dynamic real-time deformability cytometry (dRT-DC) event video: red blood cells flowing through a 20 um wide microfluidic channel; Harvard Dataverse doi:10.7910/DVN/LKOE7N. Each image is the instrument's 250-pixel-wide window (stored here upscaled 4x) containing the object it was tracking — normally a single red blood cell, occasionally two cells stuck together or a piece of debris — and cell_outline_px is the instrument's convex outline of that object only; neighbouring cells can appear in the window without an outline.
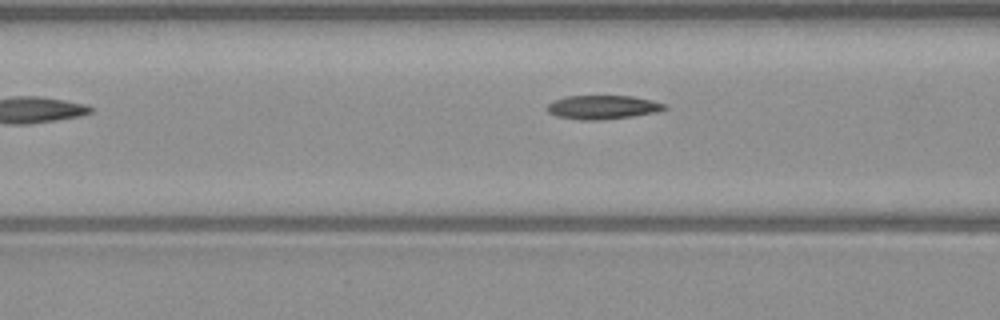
{"species": "common noctule bat (a hibernating species)", "species_latin": "Nyctalus noctula", "temperature_condition": "warm", "stored_images_in_passage": 6, "camera_frame_rate_fps": 3000, "um_per_image_px": 0.085, "animal": {"sex": "male", "body_mass_g": 23.1, "forearm_length_mm": 52.7}, "frame": {"image": 1, "passage_image": 6, "time_ms": 6.0, "image_size_px": [1000, 320], "cell_outline_px": [[668, 108], [656, 112], [632, 116], [596, 120], [584, 120], [556, 116], [548, 112], [544, 108], [552, 100], [564, 96], [632, 96], [652, 100], [668, 104]], "centroid_in_image_um": [51.21, 9.1], "position_along_channel_um": 115.4, "area_um2": 16.42}}